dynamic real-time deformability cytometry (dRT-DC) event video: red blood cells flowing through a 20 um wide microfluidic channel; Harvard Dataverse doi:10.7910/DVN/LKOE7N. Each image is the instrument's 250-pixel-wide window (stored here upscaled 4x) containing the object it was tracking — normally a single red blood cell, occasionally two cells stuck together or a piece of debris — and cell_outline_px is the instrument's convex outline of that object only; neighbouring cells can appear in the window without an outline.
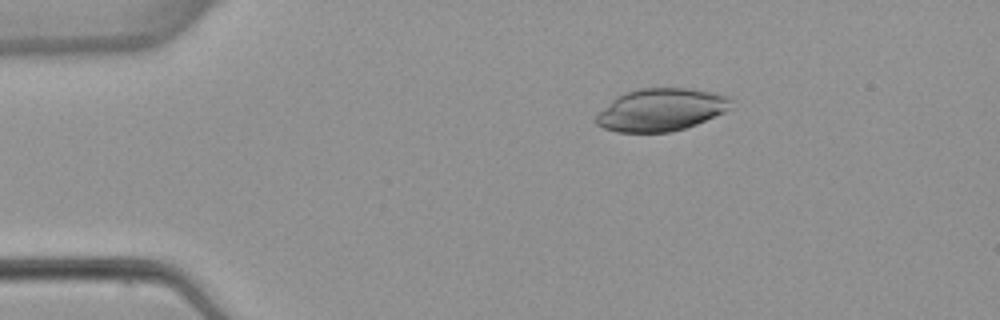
{"species": "common noctule bat (a hibernating species)", "species_latin": "Nyctalus noctula", "temperature_condition": "warm", "stored_images_in_passage": 5, "camera_frame_rate_fps": 3000, "um_per_image_px": 0.085, "animal": {"sex": "female", "body_mass_g": 22.7, "forearm_length_mm": 54.2}, "frame": {"image": 1, "passage_image": 2, "time_ms": 1.333, "image_size_px": [1000, 320], "cell_outline_px": [[732, 108], [724, 112], [696, 124], [684, 128], [668, 132], [616, 132], [604, 128], [596, 124], [596, 116], [616, 96], [624, 92], [640, 88], [688, 88], [716, 92], [728, 96], [732, 100]], "centroid_in_image_um": [56.21, 9.31], "position_along_channel_um": 28.8, "area_um2": 33.47}}
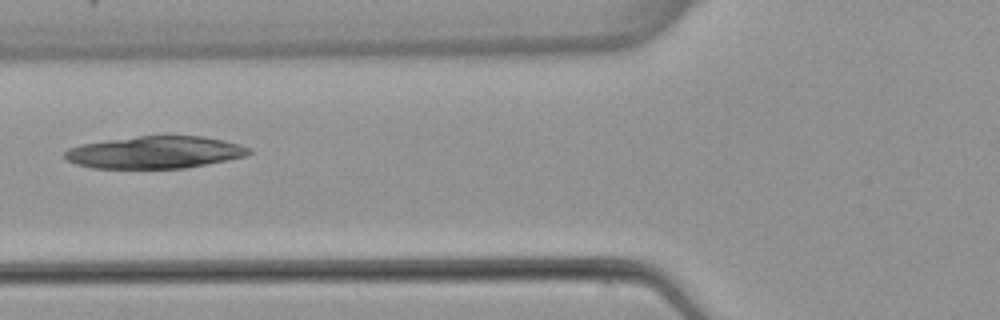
{"frame": {"image": 2, "passage_image": 5, "time_ms": 5.0, "image_size_px": [1000, 320], "cell_outline_px": [[252, 152], [248, 156], [184, 168], [92, 168], [76, 164], [68, 160], [64, 156], [64, 152], [68, 148], [80, 144], [108, 140], [140, 136], [204, 136], [224, 140], [240, 144], [248, 148]], "centroid_in_image_um": [13.18, 12.95], "position_along_channel_um": 112.6, "area_um2": 34.51}}